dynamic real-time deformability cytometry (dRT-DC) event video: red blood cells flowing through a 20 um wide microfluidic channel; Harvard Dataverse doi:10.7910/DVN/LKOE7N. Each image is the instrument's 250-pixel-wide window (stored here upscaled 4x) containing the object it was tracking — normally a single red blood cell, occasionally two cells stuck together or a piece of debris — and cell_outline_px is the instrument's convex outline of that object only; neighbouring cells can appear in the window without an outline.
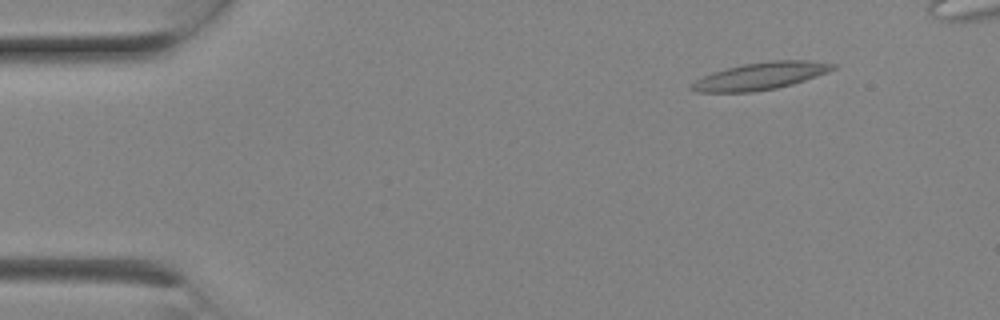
{"species": "Egyptian fruit bat (a non-hibernating species)", "species_latin": "Rousettus aegyptiacus", "temperature_condition": "room temperature", "stored_images_in_passage": 7, "camera_frame_rate_fps": 3000, "um_per_image_px": 0.085, "animal": {"sex": "female"}, "frame": {"image": 1, "passage_image": 2, "time_ms": 0.333, "image_size_px": [1000, 320], "cell_outline_px": [[836, 68], [828, 72], [792, 84], [776, 88], [752, 92], [696, 92], [688, 88], [688, 84], [712, 72], [744, 64], [772, 60], [808, 60], [836, 64]], "centroid_in_image_um": [64.62, 6.46], "position_along_channel_um": 20.4, "area_um2": 22.37}}
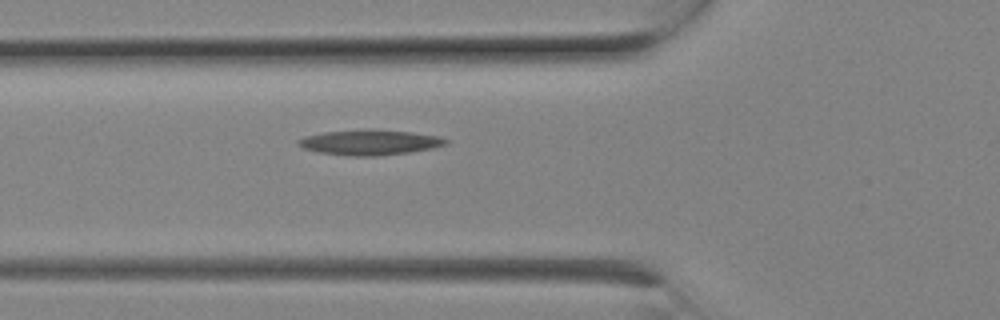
{"frame": {"image": 2, "passage_image": 7, "time_ms": 2.0, "image_size_px": [1000, 320], "cell_outline_px": [[448, 144], [432, 148], [408, 152], [376, 156], [348, 156], [320, 152], [304, 148], [296, 144], [296, 140], [304, 136], [324, 132], [368, 128], [372, 128], [408, 132], [440, 136], [448, 140]], "centroid_in_image_um": [31.4, 12.09], "position_along_channel_um": 94.4, "area_um2": 21.85}}